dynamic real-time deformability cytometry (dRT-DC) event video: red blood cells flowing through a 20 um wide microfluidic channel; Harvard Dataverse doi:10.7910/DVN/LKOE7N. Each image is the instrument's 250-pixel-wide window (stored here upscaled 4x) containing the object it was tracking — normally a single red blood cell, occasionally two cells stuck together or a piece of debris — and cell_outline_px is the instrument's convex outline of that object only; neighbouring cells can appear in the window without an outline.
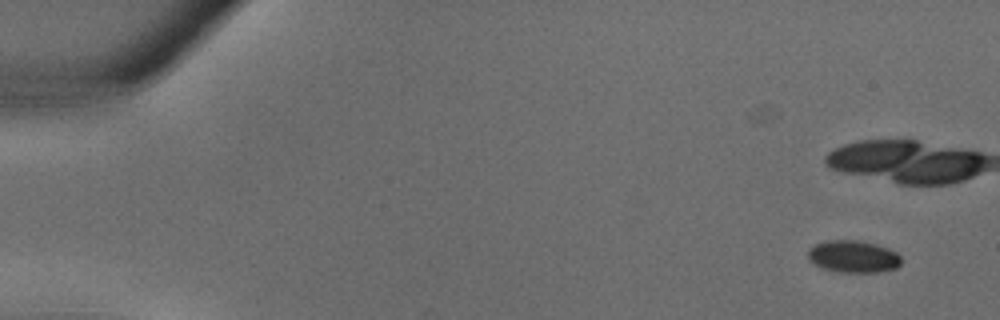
{"species": "common noctule bat (a hibernating species)", "species_latin": "Nyctalus noctula", "temperature_condition": "warm", "stored_images_in_passage": 11, "camera_frame_rate_fps": 3000, "um_per_image_px": 0.085, "animal": {"sex": "male", "body_mass_g": 18.8}, "frame": {"image": 1, "passage_image": 1, "time_ms": 0.0, "image_size_px": [1000, 320], "cell_outline_px": [[900, 264], [896, 268], [880, 272], [836, 272], [820, 268], [812, 264], [808, 260], [808, 248], [816, 244], [832, 240], [856, 240], [876, 244], [888, 248], [896, 252], [900, 256]], "centroid_in_image_um": [72.49, 21.82], "position_along_channel_um": 12.5, "area_um2": 17.63}}